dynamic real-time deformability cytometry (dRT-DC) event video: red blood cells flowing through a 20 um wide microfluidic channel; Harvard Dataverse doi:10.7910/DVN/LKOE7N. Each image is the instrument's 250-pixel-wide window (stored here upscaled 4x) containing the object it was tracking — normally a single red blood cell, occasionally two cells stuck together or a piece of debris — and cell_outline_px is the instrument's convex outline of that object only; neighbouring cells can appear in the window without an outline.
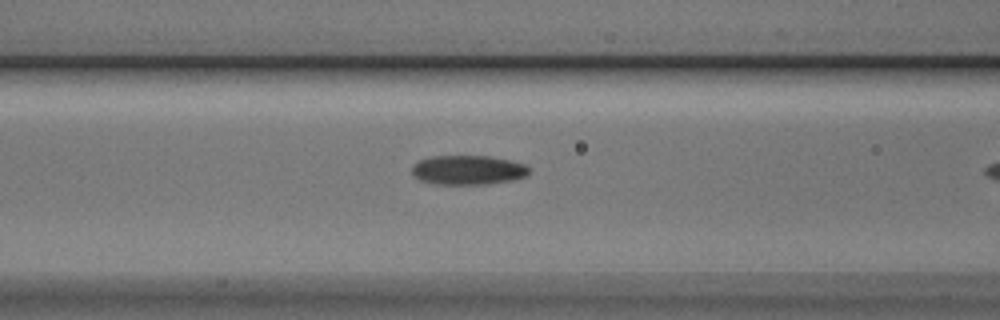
{"species": "Egyptian fruit bat (a non-hibernating species)", "species_latin": "Rousettus aegyptiacus", "temperature_condition": "cold", "stored_images_in_passage": 11, "camera_frame_rate_fps": 3000, "um_per_image_px": 0.085, "animal": {"sex": "male"}, "frame": {"image": 1, "passage_image": 10, "time_ms": 3.0, "image_size_px": [1000, 320], "cell_outline_px": [[528, 172], [524, 176], [512, 180], [488, 184], [436, 184], [420, 180], [412, 172], [412, 168], [420, 160], [432, 156], [488, 156], [508, 160], [524, 164], [528, 168]], "centroid_in_image_um": [39.77, 14.45], "position_along_channel_um": 126.8, "area_um2": 19.71}}